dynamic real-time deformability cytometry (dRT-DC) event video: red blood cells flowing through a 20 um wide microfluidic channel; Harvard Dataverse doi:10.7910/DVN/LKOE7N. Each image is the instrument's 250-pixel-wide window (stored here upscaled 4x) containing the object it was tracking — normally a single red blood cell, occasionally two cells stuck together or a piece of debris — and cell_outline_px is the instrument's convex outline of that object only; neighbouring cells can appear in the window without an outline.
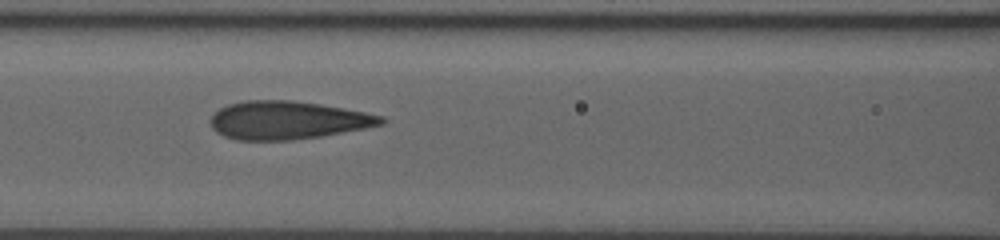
{"species": "human", "species_latin": "Homo sapiens", "temperature_condition": "room temperature", "stored_images_in_passage": 12, "camera_frame_rate_fps": 3000, "um_per_image_px": 0.085, "donor": {"sex": "male"}, "frame": {"image": 1, "passage_image": 3, "time_ms": 0.667, "image_size_px": [1000, 240], "cell_outline_px": [[388, 120], [384, 124], [364, 128], [320, 136], [292, 140], [236, 140], [224, 136], [216, 132], [212, 128], [208, 120], [220, 108], [228, 104], [244, 100], [292, 100], [320, 104], [344, 108], [384, 116]], "centroid_in_image_um": [24.43, 10.21], "position_along_channel_um": 142.2, "area_um2": 38.03}}
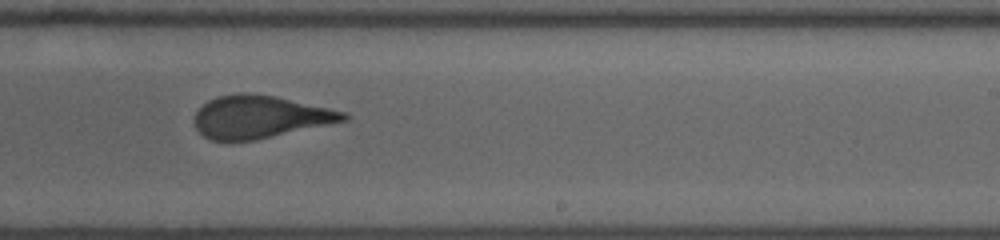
{"frame": {"image": 2, "passage_image": 6, "time_ms": 1.667, "image_size_px": [1000, 240], "cell_outline_px": [[348, 120], [256, 140], [228, 144], [212, 140], [204, 136], [196, 128], [192, 120], [192, 116], [208, 100], [216, 96], [240, 92], [272, 96], [348, 112]], "centroid_in_image_um": [22.02, 9.97], "position_along_channel_um": 267.0, "area_um2": 37.45}}
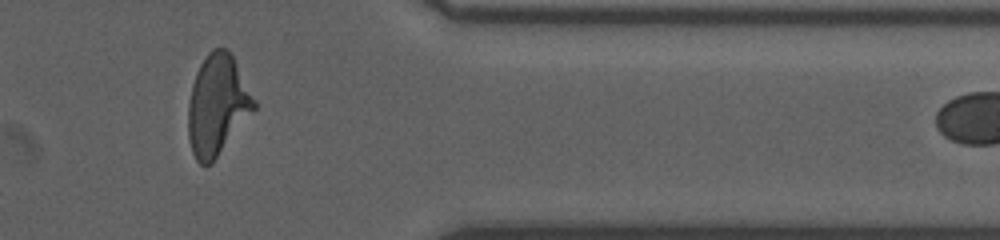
{"frame": {"image": 3, "passage_image": 9, "time_ms": 2.667, "image_size_px": [1000, 240], "cell_outline_px": [[256, 108], [212, 164], [204, 168], [196, 160], [192, 152], [188, 140], [188, 104], [192, 84], [196, 72], [200, 64], [208, 52], [212, 48], [228, 48], [256, 100]], "centroid_in_image_um": [18.46, 8.96], "position_along_channel_um": 392.9, "area_um2": 38.78}}